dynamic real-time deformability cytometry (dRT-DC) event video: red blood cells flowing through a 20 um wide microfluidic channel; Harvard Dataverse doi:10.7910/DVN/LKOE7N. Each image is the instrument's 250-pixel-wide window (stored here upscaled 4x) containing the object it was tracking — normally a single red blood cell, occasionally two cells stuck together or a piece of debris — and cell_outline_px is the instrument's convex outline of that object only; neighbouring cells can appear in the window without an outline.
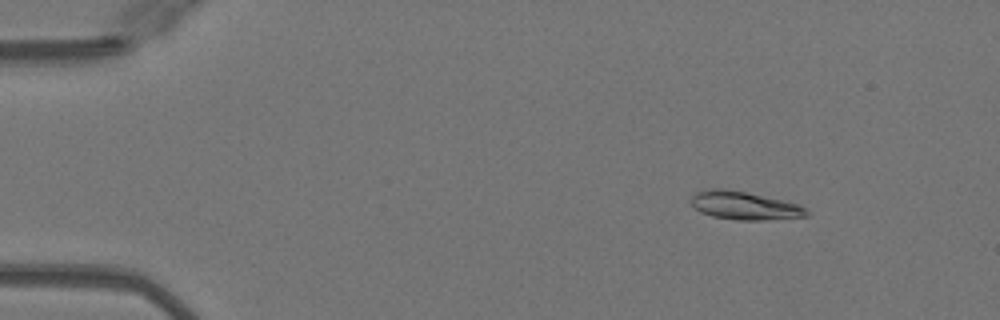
{"species": "Egyptian fruit bat (a non-hibernating species)", "species_latin": "Rousettus aegyptiacus", "temperature_condition": "warm", "stored_images_in_passage": 49, "camera_frame_rate_fps": 3000, "um_per_image_px": 0.085, "animal": {"sex": "female"}, "frame": {"image": 1, "passage_image": 6, "time_ms": 1.667, "image_size_px": [1000, 320], "cell_outline_px": [[812, 212], [808, 216], [764, 220], [736, 220], [712, 216], [700, 212], [692, 204], [692, 196], [696, 192], [712, 188], [720, 188], [748, 192], [800, 204], [808, 208]], "centroid_in_image_um": [63.35, 17.48], "position_along_channel_um": 21.6, "area_um2": 19.13}}
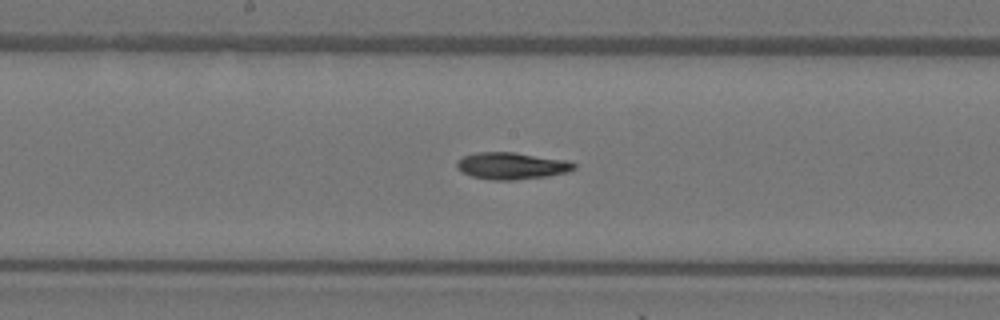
{"frame": {"image": 2, "passage_image": 26, "time_ms": 8.333, "image_size_px": [1000, 320], "cell_outline_px": [[576, 168], [568, 172], [548, 176], [516, 180], [492, 180], [472, 176], [460, 172], [456, 168], [456, 160], [464, 156], [476, 152], [516, 152], [568, 160], [576, 164]], "centroid_in_image_um": [43.48, 14.09], "position_along_channel_um": 204.7, "area_um2": 18.67}}
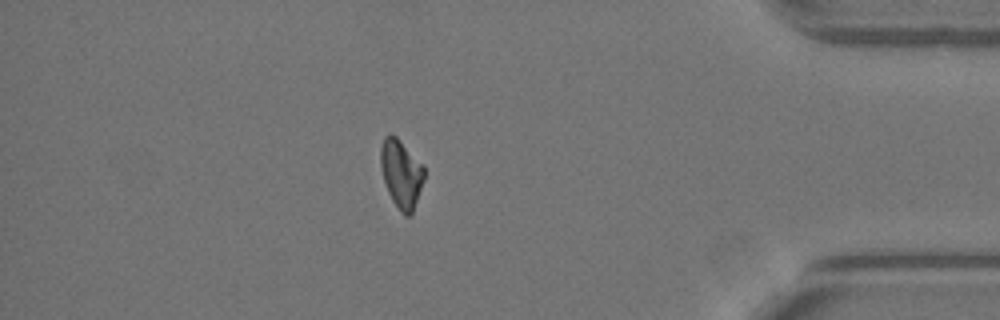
{"frame": {"image": 3, "passage_image": 43, "time_ms": 14.0, "image_size_px": [1000, 320], "cell_outline_px": [[424, 180], [412, 212], [408, 216], [404, 216], [400, 212], [392, 200], [388, 192], [384, 180], [380, 164], [380, 148], [384, 136], [396, 136], [424, 164]], "centroid_in_image_um": [34.11, 14.76], "position_along_channel_um": 401.1, "area_um2": 17.28}, "authors_computed_cell_mechanics": {"area_um2": 18.207, "velocity_mm_per_s": 4.1001, "shape_relaxation_time_tau1_ms": 9.0615, "shape_relaxation_time_tau2_ms": 6.3306, "deformation_change_tau1": 0.2544, "deformation_change_tau2": 0.1205}}